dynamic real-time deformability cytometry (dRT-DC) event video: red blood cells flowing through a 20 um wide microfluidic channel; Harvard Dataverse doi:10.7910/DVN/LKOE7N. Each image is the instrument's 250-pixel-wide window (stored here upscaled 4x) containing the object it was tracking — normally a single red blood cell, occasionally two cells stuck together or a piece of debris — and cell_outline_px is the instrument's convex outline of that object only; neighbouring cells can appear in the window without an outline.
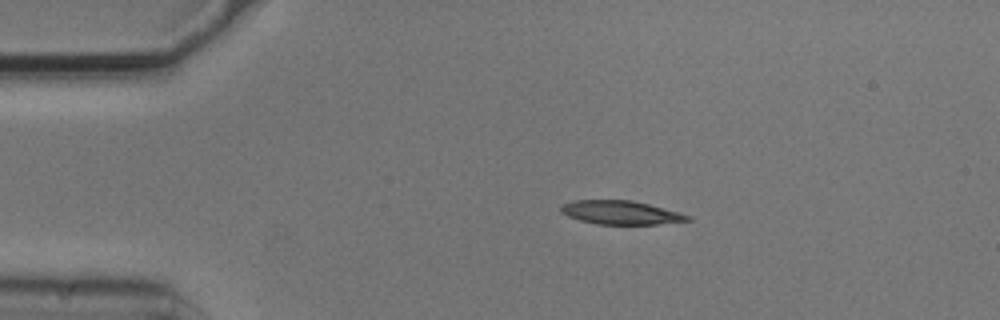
{"species": "common noctule bat (a hibernating species)", "species_latin": "Nyctalus noctula", "temperature_condition": "cold", "stored_images_in_passage": 3, "camera_frame_rate_fps": 3000, "um_per_image_px": 0.085, "animal": {"sex": "male", "body_mass_g": 20.5, "forearm_length_mm": 52.5}, "frame": {"image": 1, "passage_image": 2, "time_ms": 0.333, "image_size_px": [1000, 320], "cell_outline_px": [[692, 220], [656, 224], [596, 224], [580, 220], [568, 216], [560, 212], [560, 208], [564, 204], [572, 200], [632, 200], [680, 212], [692, 216]], "centroid_in_image_um": [52.77, 18.06], "position_along_channel_um": 32.2, "area_um2": 17.46}}